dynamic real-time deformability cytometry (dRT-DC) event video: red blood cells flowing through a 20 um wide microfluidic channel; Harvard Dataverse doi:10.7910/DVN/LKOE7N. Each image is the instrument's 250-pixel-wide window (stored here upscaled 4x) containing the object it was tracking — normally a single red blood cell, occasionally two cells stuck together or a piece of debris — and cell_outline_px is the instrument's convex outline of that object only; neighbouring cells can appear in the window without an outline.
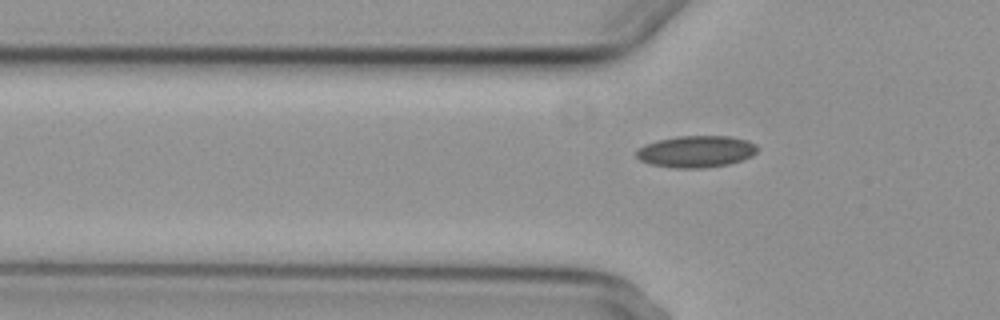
{"species": "common noctule bat (a hibernating species)", "species_latin": "Nyctalus noctula", "temperature_condition": "cold", "stored_images_in_passage": 7, "camera_frame_rate_fps": 3000, "um_per_image_px": 0.085, "animal": {"sex": "female", "body_mass_g": 29.2, "forearm_length_mm": 56.3}, "frame": {"image": 1, "passage_image": 7, "time_ms": 7.0, "image_size_px": [1000, 320], "cell_outline_px": [[756, 152], [752, 156], [728, 164], [704, 168], [676, 168], [652, 164], [640, 160], [636, 156], [636, 148], [644, 144], [656, 140], [676, 136], [728, 136], [748, 140], [756, 144]], "centroid_in_image_um": [59.14, 12.87], "position_along_channel_um": 66.7, "area_um2": 22.43}}